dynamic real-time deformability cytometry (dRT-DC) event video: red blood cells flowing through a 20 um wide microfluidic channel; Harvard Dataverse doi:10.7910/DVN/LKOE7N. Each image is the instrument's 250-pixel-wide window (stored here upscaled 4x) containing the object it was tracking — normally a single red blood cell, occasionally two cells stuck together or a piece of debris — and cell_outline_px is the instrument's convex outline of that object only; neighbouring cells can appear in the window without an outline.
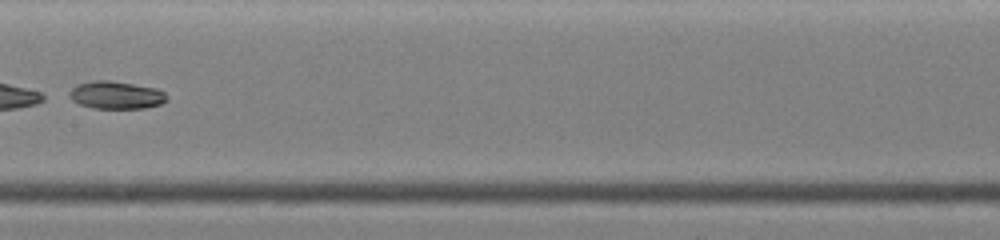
{"species": "common noctule bat (a hibernating species)", "species_latin": "Nyctalus noctula", "temperature_condition": "warm", "stored_images_in_passage": 21, "camera_frame_rate_fps": 3000, "um_per_image_px": 0.085, "animal": {"sex": "female", "body_mass_g": 19.0, "forearm_length_mm": 51.5}, "frame": {"image": 1, "passage_image": 10, "time_ms": 3.0, "image_size_px": [1000, 240], "cell_outline_px": [[168, 100], [160, 104], [144, 108], [92, 108], [80, 104], [72, 100], [68, 96], [68, 92], [76, 84], [92, 80], [108, 80], [156, 88], [164, 92], [168, 96]], "centroid_in_image_um": [9.84, 8.08], "position_along_channel_um": 197.6, "area_um2": 15.78}}
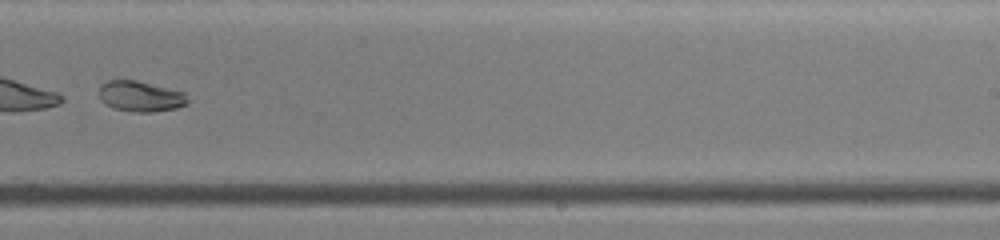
{"frame": {"image": 2, "passage_image": 15, "time_ms": 4.667, "image_size_px": [1000, 240], "cell_outline_px": [[188, 104], [176, 108], [152, 112], [132, 112], [112, 108], [104, 104], [100, 100], [96, 92], [100, 84], [108, 80], [136, 80], [184, 92], [188, 100]], "centroid_in_image_um": [11.86, 8.19], "position_along_channel_um": 277.1, "area_um2": 16.13}}